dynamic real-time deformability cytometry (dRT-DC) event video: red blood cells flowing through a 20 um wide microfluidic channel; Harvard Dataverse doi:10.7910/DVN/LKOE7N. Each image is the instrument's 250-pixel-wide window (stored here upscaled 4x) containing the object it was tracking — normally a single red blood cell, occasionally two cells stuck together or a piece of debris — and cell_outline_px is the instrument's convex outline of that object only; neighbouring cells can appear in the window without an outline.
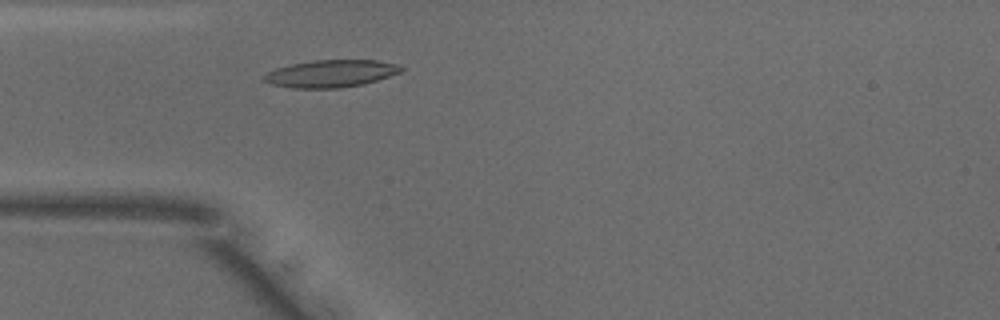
{"species": "common noctule bat (a hibernating species)", "species_latin": "Nyctalus noctula", "temperature_condition": "warm", "stored_images_in_passage": 33, "camera_frame_rate_fps": 3000, "um_per_image_px": 0.085, "animal": {"sex": "male", "body_mass_g": 18.8}, "frame": {"image": 1, "passage_image": 8, "time_ms": 2.333, "image_size_px": [1000, 320], "cell_outline_px": [[404, 72], [364, 84], [340, 88], [292, 88], [272, 84], [260, 80], [260, 76], [276, 68], [292, 64], [312, 60], [376, 60], [400, 64], [404, 68]], "centroid_in_image_um": [28.15, 6.25], "position_along_channel_um": 56.9, "area_um2": 22.2}}
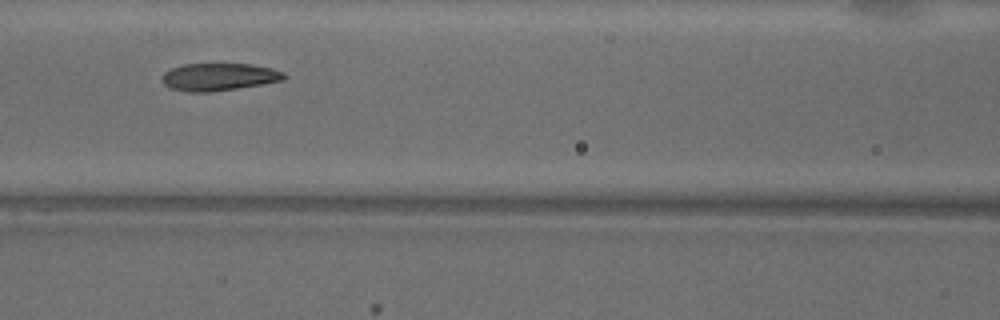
{"frame": {"image": 2, "passage_image": 15, "time_ms": 4.667, "image_size_px": [1000, 320], "cell_outline_px": [[288, 76], [284, 80], [264, 84], [208, 92], [188, 92], [172, 88], [164, 84], [160, 80], [160, 76], [164, 72], [172, 68], [184, 64], [248, 64], [272, 68], [284, 72]], "centroid_in_image_um": [18.61, 6.53], "position_along_channel_um": 148.0, "area_um2": 19.59}}
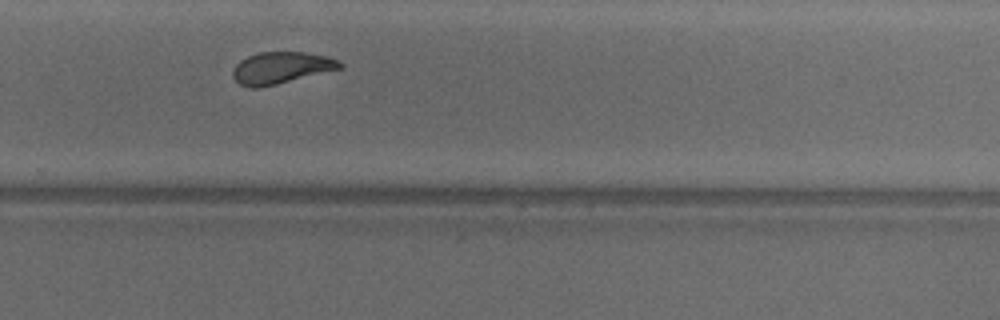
{"frame": {"image": 3, "passage_image": 27, "time_ms": 8.667, "image_size_px": [1000, 320], "cell_outline_px": [[344, 64], [340, 68], [276, 84], [256, 88], [248, 88], [240, 84], [232, 76], [232, 72], [236, 64], [240, 60], [248, 56], [260, 52], [304, 52], [324, 56], [336, 60]], "centroid_in_image_um": [23.83, 5.76], "position_along_channel_um": 306.0, "area_um2": 19.42}, "authors_computed_cell_mechanics": {"area_um2": 20.2878, "velocity_mm_per_s": 3.9563, "shape_relaxation_time_tau1_ms": 3.1711, "shape_relaxation_time_tau2_ms": 1.7265, "deformation_change_tau1": 0.1516, "deformation_change_tau2": 0.0923}}